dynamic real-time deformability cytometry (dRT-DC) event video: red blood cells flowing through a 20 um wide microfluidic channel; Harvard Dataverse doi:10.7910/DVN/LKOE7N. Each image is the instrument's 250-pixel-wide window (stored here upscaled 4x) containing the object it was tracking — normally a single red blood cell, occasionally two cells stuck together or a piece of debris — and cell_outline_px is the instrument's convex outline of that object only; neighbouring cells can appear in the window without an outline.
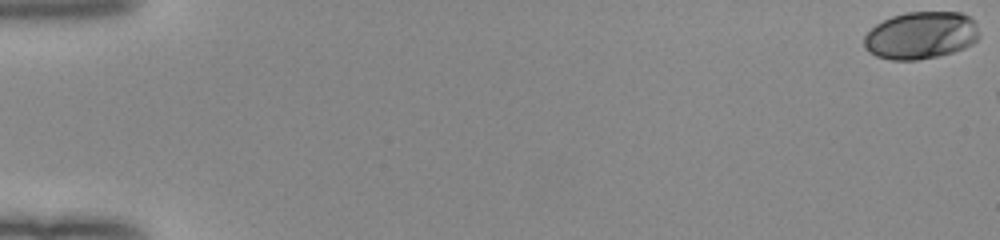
{"species": "human", "species_latin": "Homo sapiens", "temperature_condition": "room temperature", "stored_images_in_passage": 53, "camera_frame_rate_fps": 3000, "um_per_image_px": 0.085, "donor": {"sex": "female"}, "frame": {"image": 1, "passage_image": 1, "time_ms": 0.0, "image_size_px": [1000, 240], "cell_outline_px": [[980, 36], [972, 44], [964, 48], [952, 52], [936, 56], [916, 60], [892, 60], [876, 56], [868, 52], [864, 48], [864, 36], [876, 24], [892, 16], [904, 12], [960, 12], [972, 16], [980, 32]], "centroid_in_image_um": [78.29, 3.0], "position_along_channel_um": 6.7, "area_um2": 32.02}}
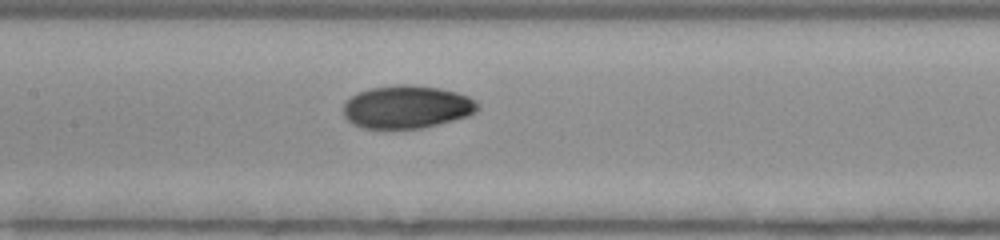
{"frame": {"image": 2, "passage_image": 27, "time_ms": 8.667, "image_size_px": [1000, 240], "cell_outline_px": [[480, 108], [476, 112], [468, 116], [420, 128], [360, 128], [352, 124], [344, 116], [344, 104], [356, 92], [372, 88], [396, 84], [408, 84], [440, 88], [456, 92], [468, 96], [480, 104]], "centroid_in_image_um": [34.58, 9.08], "position_along_channel_um": 172.8, "area_um2": 33.58}}
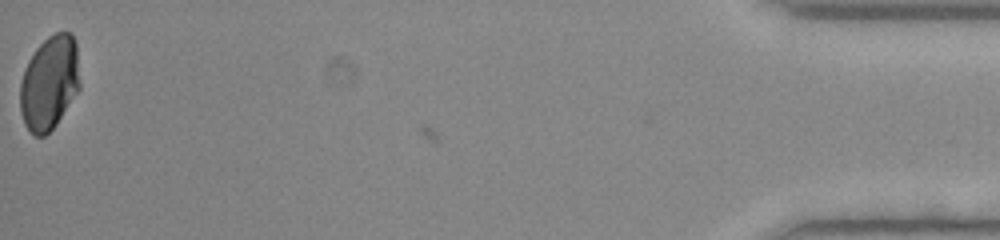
{"frame": {"image": 3, "passage_image": 53, "time_ms": 17.333, "image_size_px": [1000, 240], "cell_outline_px": [[80, 88], [56, 124], [44, 136], [36, 136], [24, 124], [20, 112], [20, 84], [24, 68], [28, 60], [36, 48], [48, 36], [56, 32], [72, 32], [76, 40], [80, 84]], "centroid_in_image_um": [4.2, 7.01], "position_along_channel_um": 431.0, "area_um2": 32.89}, "authors_computed_cell_mechanics": {"area_um2": 32.8882, "velocity_mm_per_s": 4.0119, "shape_relaxation_time_tau1_ms": 4.1041, "shape_relaxation_time_tau2_ms": 1.1691, "deformation_change_tau1": 0.15, "deformation_change_tau2": 0.0297}}